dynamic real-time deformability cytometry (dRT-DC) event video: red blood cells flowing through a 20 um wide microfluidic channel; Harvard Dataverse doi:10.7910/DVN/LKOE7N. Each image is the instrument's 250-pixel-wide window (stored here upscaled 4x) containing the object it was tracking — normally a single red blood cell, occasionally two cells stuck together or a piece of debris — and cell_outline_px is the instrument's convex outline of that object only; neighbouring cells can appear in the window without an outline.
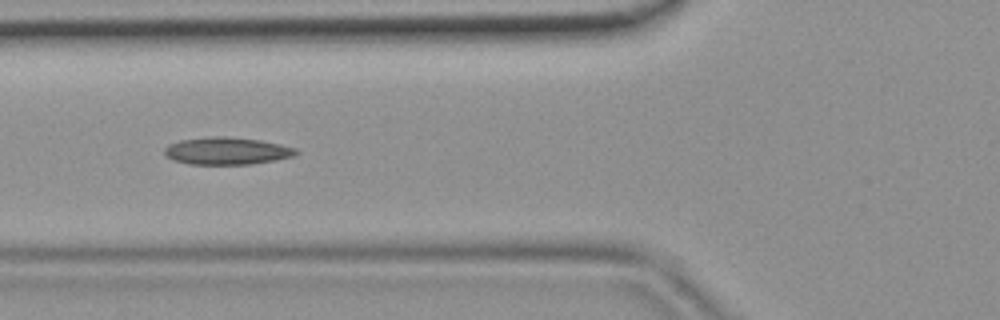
{"species": "common noctule bat (a hibernating species)", "species_latin": "Nyctalus noctula", "temperature_condition": "room temperature", "stored_images_in_passage": 47, "camera_frame_rate_fps": 3000, "um_per_image_px": 0.085, "animal": {"sex": "female", "body_mass_g": 19.9}, "frame": {"image": 1, "passage_image": 18, "time_ms": 5.667, "image_size_px": [1000, 320], "cell_outline_px": [[300, 152], [296, 156], [276, 160], [252, 164], [188, 164], [172, 160], [164, 156], [164, 148], [168, 144], [180, 140], [212, 136], [228, 136], [260, 140], [280, 144], [296, 148]], "centroid_in_image_um": [19.28, 12.83], "position_along_channel_um": 106.5, "area_um2": 21.27}}
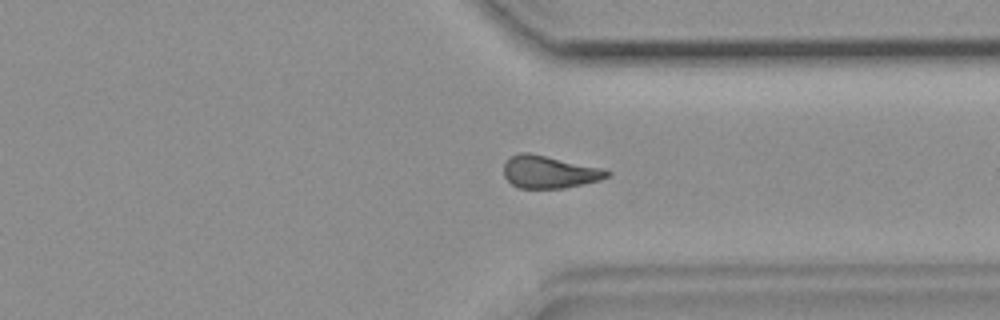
{"frame": {"image": 2, "passage_image": 36, "time_ms": 11.667, "image_size_px": [1000, 320], "cell_outline_px": [[612, 172], [608, 176], [600, 180], [584, 184], [564, 188], [520, 188], [512, 184], [504, 176], [504, 164], [512, 156], [520, 152], [528, 152], [604, 168]], "centroid_in_image_um": [46.72, 14.61], "position_along_channel_um": 364.7, "area_um2": 19.54}}
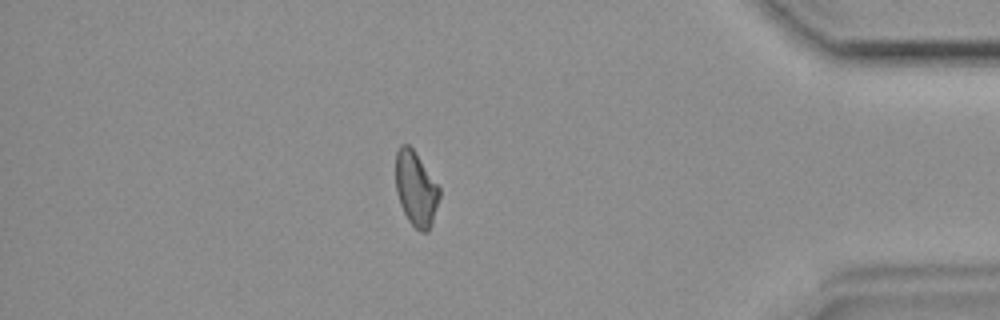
{"frame": {"image": 3, "passage_image": 41, "time_ms": 13.333, "image_size_px": [1000, 320], "cell_outline_px": [[440, 196], [432, 224], [428, 232], [420, 232], [408, 220], [400, 204], [396, 192], [396, 152], [400, 144], [408, 144], [412, 148], [440, 188]], "centroid_in_image_um": [35.35, 16.06], "position_along_channel_um": 399.9, "area_um2": 18.9}}